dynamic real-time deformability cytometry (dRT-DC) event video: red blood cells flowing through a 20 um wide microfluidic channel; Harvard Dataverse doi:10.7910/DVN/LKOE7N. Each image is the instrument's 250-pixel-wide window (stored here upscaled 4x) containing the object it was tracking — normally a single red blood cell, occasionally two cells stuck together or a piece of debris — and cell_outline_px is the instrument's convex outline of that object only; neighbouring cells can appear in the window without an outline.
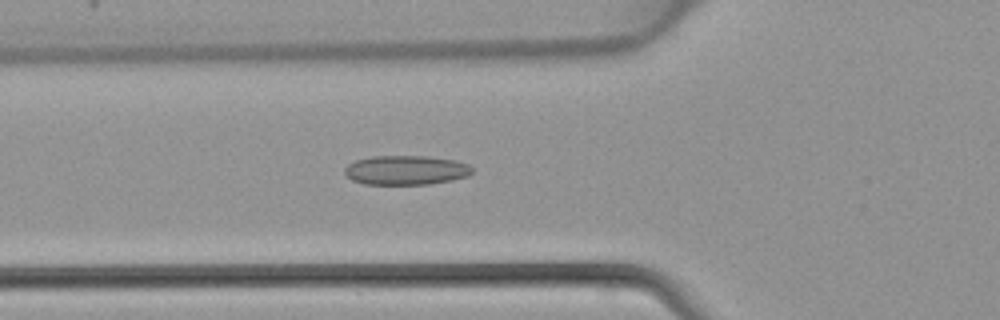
{"species": "common noctule bat (a hibernating species)", "species_latin": "Nyctalus noctula", "temperature_condition": "warm", "stored_images_in_passage": 43, "camera_frame_rate_fps": 3000, "um_per_image_px": 0.085, "animal": {"sex": "female", "body_mass_g": 22.7, "forearm_length_mm": 54.2}, "frame": {"image": 1, "passage_image": 15, "time_ms": 4.667, "image_size_px": [1000, 320], "cell_outline_px": [[472, 172], [468, 176], [452, 180], [428, 184], [364, 184], [352, 180], [344, 172], [344, 168], [348, 164], [356, 160], [372, 156], [428, 156], [452, 160], [468, 164], [472, 168]], "centroid_in_image_um": [34.49, 14.46], "position_along_channel_um": 91.3, "area_um2": 21.73}}
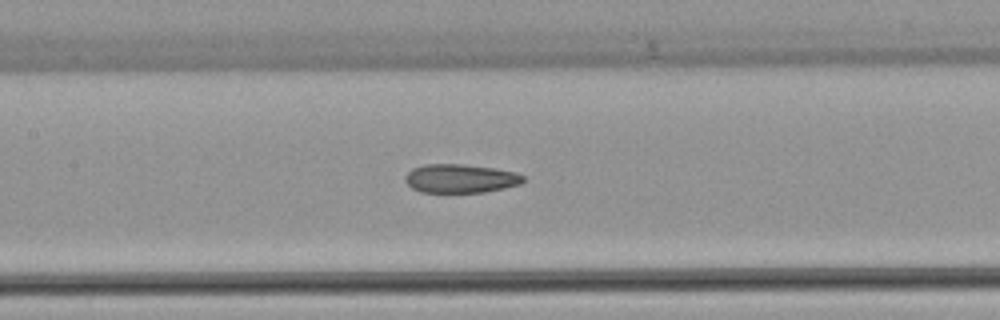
{"frame": {"image": 2, "passage_image": 20, "time_ms": 6.333, "image_size_px": [1000, 320], "cell_outline_px": [[524, 180], [520, 184], [504, 188], [484, 192], [420, 192], [412, 188], [404, 180], [404, 176], [412, 168], [424, 164], [464, 164], [496, 168], [516, 172], [524, 176]], "centroid_in_image_um": [39.13, 15.16], "position_along_channel_um": 168.3, "area_um2": 19.88}}
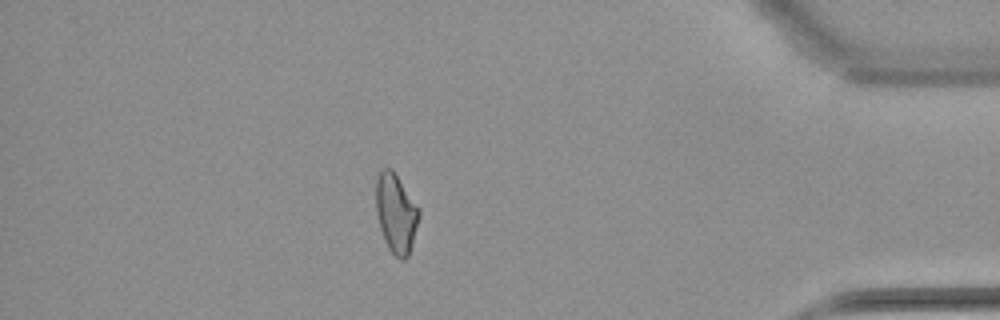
{"frame": {"image": 3, "passage_image": 38, "time_ms": 12.333, "image_size_px": [1000, 320], "cell_outline_px": [[420, 216], [408, 256], [404, 260], [400, 260], [388, 248], [384, 240], [380, 228], [376, 212], [376, 180], [380, 172], [384, 168], [392, 168], [420, 208]], "centroid_in_image_um": [33.66, 18.12], "position_along_channel_um": 401.5, "area_um2": 19.88}}